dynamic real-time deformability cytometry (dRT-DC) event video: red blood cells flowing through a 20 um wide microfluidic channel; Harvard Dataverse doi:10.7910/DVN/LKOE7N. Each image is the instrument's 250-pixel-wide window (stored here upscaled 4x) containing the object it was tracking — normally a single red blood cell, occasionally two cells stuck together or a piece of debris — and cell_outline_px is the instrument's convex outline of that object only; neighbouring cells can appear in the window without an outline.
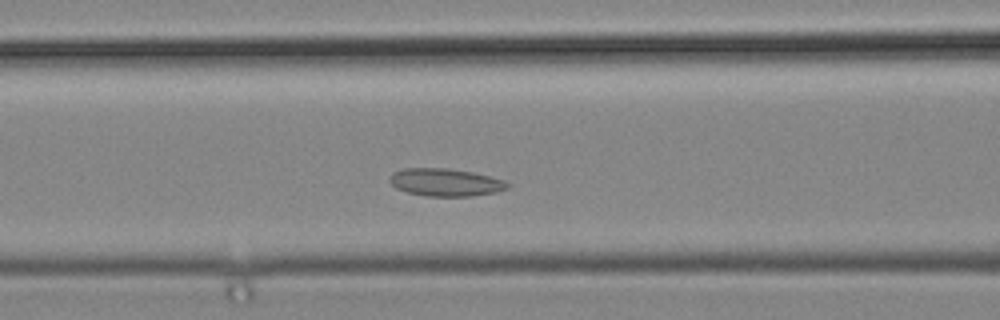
{"species": "common noctule bat (a hibernating species)", "species_latin": "Nyctalus noctula", "temperature_condition": "cold", "stored_images_in_passage": 49, "camera_frame_rate_fps": 3000, "um_per_image_px": 0.085, "animal": {"sex": "male", "body_mass_g": 19.2, "forearm_length_mm": 51.8}, "frame": {"image": 1, "passage_image": 20, "time_ms": 6.333, "image_size_px": [1000, 320], "cell_outline_px": [[512, 184], [508, 188], [496, 192], [472, 196], [424, 196], [408, 192], [396, 188], [388, 180], [392, 172], [404, 168], [448, 168], [472, 172], [504, 180]], "centroid_in_image_um": [37.86, 15.5], "position_along_channel_um": 128.7, "area_um2": 19.07}}
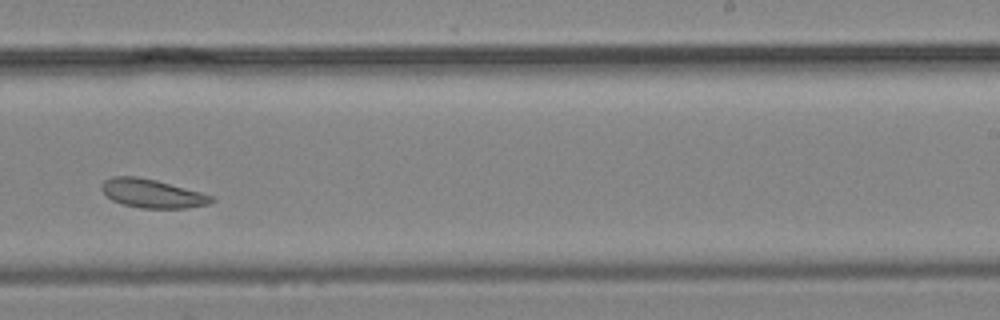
{"frame": {"image": 2, "passage_image": 31, "time_ms": 10.0, "image_size_px": [1000, 320], "cell_outline_px": [[216, 200], [208, 204], [188, 208], [140, 208], [120, 204], [112, 200], [100, 188], [104, 180], [112, 176], [136, 176], [156, 180], [200, 192], [212, 196]], "centroid_in_image_um": [12.92, 16.45], "position_along_channel_um": 276.1, "area_um2": 18.32}}
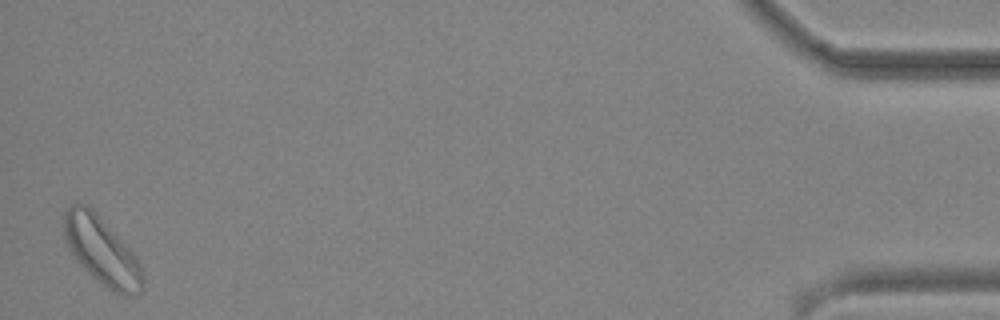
{"frame": {"image": 3, "passage_image": 49, "time_ms": 16.0, "image_size_px": [1000, 320], "cell_outline_px": [[144, 288], [136, 296], [124, 296], [112, 292], [96, 280], [76, 260], [68, 248], [64, 240], [64, 216], [68, 208], [72, 204], [84, 204], [92, 208], [96, 212], [136, 256], [140, 264], [144, 276]], "centroid_in_image_um": [8.67, 21.38], "position_along_channel_um": 426.5, "area_um2": 31.15}}